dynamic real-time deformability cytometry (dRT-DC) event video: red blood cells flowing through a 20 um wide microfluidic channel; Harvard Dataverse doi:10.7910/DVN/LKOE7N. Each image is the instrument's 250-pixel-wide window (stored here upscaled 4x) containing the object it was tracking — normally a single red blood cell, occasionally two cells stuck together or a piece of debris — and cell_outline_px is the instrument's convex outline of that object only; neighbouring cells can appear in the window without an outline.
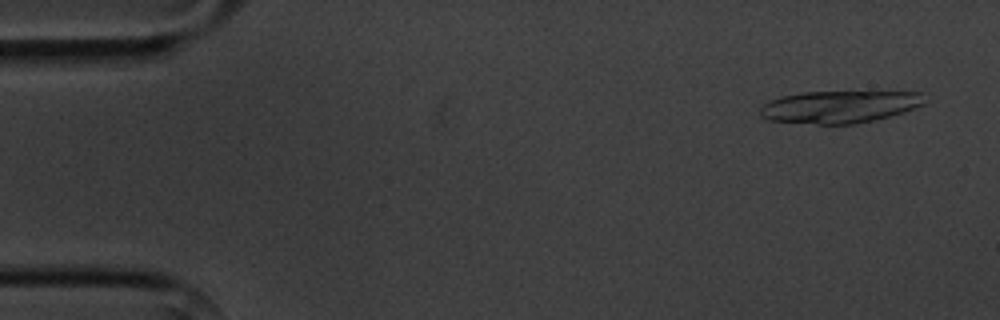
{"species": "common noctule bat (a hibernating species)", "species_latin": "Nyctalus noctula", "temperature_condition": "cold", "stored_images_in_passage": 7, "camera_frame_rate_fps": 3000, "um_per_image_px": 0.085, "animal": {"sex": "male", "body_mass_g": 20.1, "forearm_length_mm": 53.5}, "frame": {"image": 1, "passage_image": 1, "time_ms": 0.0, "image_size_px": [1000, 320], "cell_outline_px": [[924, 104], [904, 112], [856, 124], [816, 124], [768, 120], [760, 116], [760, 108], [764, 104], [780, 96], [804, 92], [920, 92]], "centroid_in_image_um": [71.31, 9.08], "position_along_channel_um": 13.7, "area_um2": 30.63}}
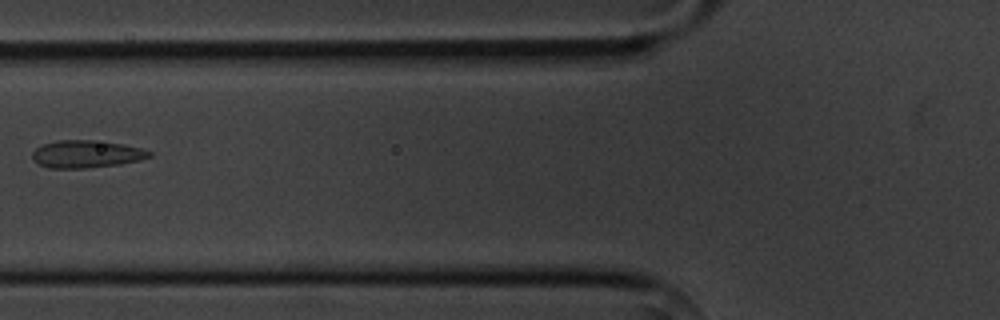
{"frame": {"image": 2, "passage_image": 6, "time_ms": 6.0, "image_size_px": [1000, 320], "cell_outline_px": [[152, 156], [140, 160], [120, 164], [84, 168], [48, 168], [32, 160], [32, 152], [36, 148], [44, 144], [56, 140], [92, 140], [124, 144], [140, 148], [152, 152]], "centroid_in_image_um": [7.33, 13.09], "position_along_channel_um": 118.5, "area_um2": 18.73}}
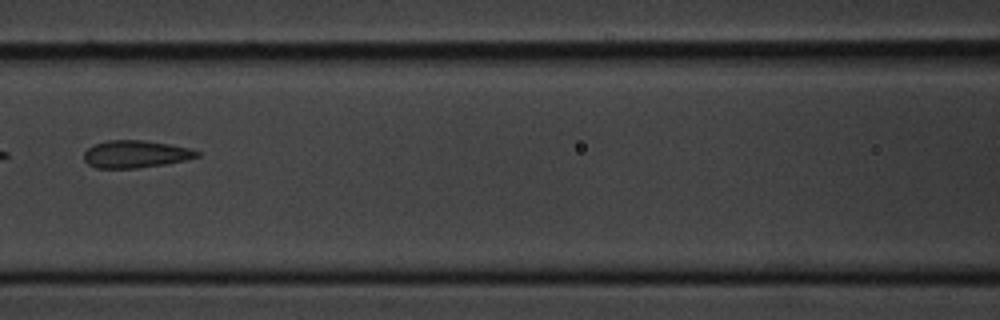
{"frame": {"image": 3, "passage_image": 7, "time_ms": 7.0, "image_size_px": [1000, 320], "cell_outline_px": [[200, 156], [168, 164], [136, 168], [96, 168], [88, 164], [84, 160], [84, 152], [88, 148], [96, 144], [108, 140], [140, 140], [168, 144], [188, 148], [200, 152]], "centroid_in_image_um": [11.51, 13.11], "position_along_channel_um": 155.1, "area_um2": 17.92}}